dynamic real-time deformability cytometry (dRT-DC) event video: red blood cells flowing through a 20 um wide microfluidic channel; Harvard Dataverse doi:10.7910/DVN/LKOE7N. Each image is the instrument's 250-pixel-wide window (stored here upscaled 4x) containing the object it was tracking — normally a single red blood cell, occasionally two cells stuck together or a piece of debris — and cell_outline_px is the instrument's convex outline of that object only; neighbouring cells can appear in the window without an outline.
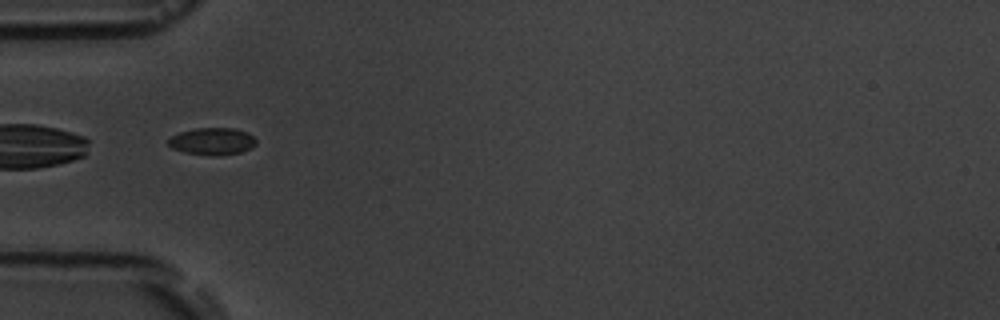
{"species": "common noctule bat (a hibernating species)", "species_latin": "Nyctalus noctula", "temperature_condition": "room temperature", "stored_images_in_passage": 7, "camera_frame_rate_fps": 3000, "um_per_image_px": 0.085, "animal": {"sex": "male", "body_mass_g": 19.5, "forearm_length_mm": 54.6}, "frame": {"image": 1, "passage_image": 4, "time_ms": 3.333, "image_size_px": [1000, 320], "cell_outline_px": [[256, 144], [252, 148], [240, 152], [220, 156], [208, 156], [184, 152], [172, 148], [168, 144], [168, 140], [172, 136], [180, 132], [196, 128], [236, 128], [248, 132], [256, 140]], "centroid_in_image_um": [18.06, 12.02], "position_along_channel_um": 66.9, "area_um2": 14.05}}
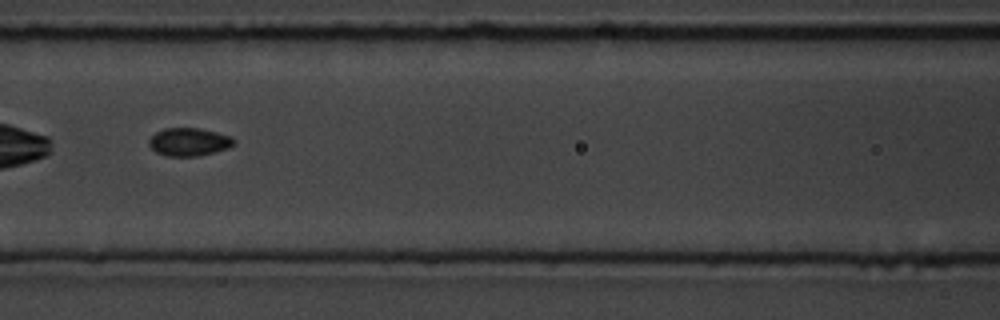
{"frame": {"image": 2, "passage_image": 6, "time_ms": 5.667, "image_size_px": [1000, 320], "cell_outline_px": [[236, 144], [228, 148], [200, 156], [168, 156], [156, 152], [148, 144], [148, 140], [156, 132], [164, 128], [200, 128], [232, 136], [236, 140]], "centroid_in_image_um": [16.09, 12.06], "position_along_channel_um": 150.5, "area_um2": 13.99}}
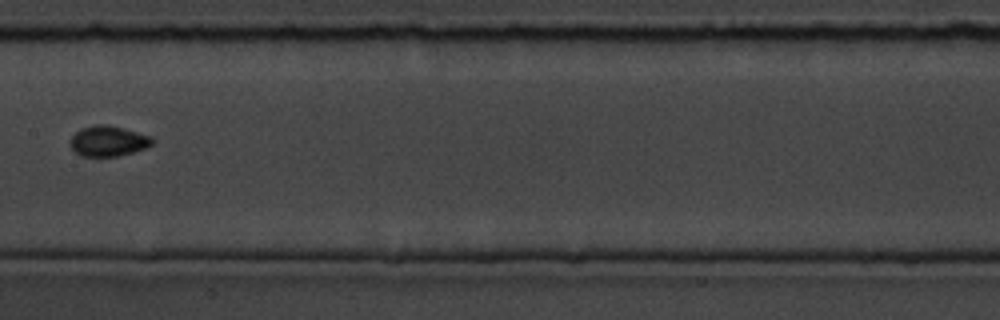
{"frame": {"image": 3, "passage_image": 7, "time_ms": 7.0, "image_size_px": [1000, 320], "cell_outline_px": [[152, 144], [144, 148], [120, 156], [80, 156], [68, 144], [68, 140], [80, 128], [96, 124], [108, 124], [152, 136]], "centroid_in_image_um": [9.15, 11.98], "position_along_channel_um": 198.3, "area_um2": 14.62}}